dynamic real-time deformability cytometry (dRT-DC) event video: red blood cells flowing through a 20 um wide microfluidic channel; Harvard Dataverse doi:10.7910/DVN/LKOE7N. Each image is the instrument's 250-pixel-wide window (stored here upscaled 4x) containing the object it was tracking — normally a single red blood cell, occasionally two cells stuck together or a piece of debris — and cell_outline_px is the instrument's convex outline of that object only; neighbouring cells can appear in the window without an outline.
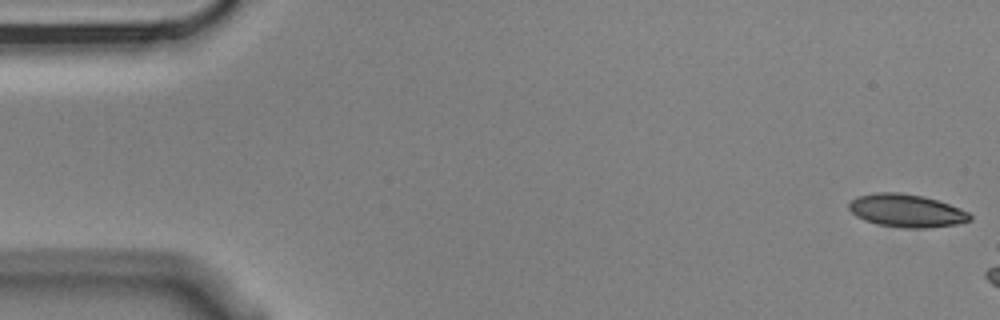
{"species": "Egyptian fruit bat (a non-hibernating species)", "species_latin": "Rousettus aegyptiacus", "temperature_condition": "cold", "stored_images_in_passage": 3, "camera_frame_rate_fps": 3000, "um_per_image_px": 0.085, "animal": {"sex": "male"}, "frame": {"image": 1, "passage_image": 1, "time_ms": 0.0, "image_size_px": [1000, 320], "cell_outline_px": [[972, 220], [956, 224], [928, 228], [900, 228], [876, 224], [864, 220], [856, 216], [848, 208], [848, 204], [856, 196], [876, 192], [900, 192], [924, 196], [960, 208], [968, 212], [972, 216]], "centroid_in_image_um": [77.03, 17.91], "position_along_channel_um": 8.0, "area_um2": 23.41}}